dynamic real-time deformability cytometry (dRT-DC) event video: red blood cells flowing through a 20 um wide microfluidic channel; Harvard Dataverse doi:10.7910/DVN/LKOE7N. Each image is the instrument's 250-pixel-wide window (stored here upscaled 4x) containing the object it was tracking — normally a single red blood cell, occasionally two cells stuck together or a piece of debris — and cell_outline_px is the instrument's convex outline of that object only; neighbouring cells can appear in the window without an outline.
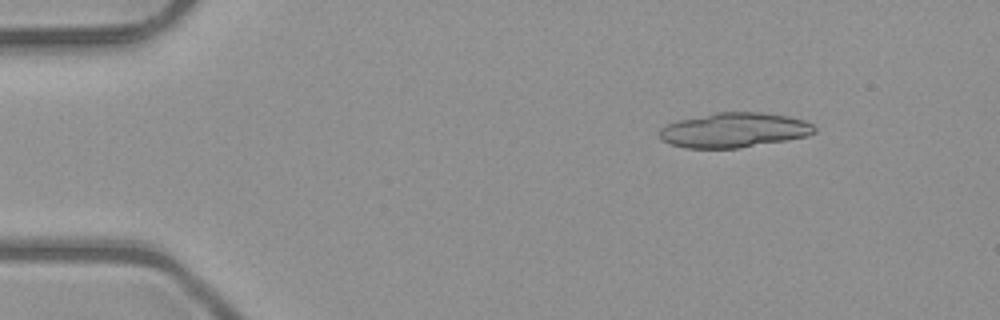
{"species": "common noctule bat (a hibernating species)", "species_latin": "Nyctalus noctula", "temperature_condition": "room temperature", "stored_images_in_passage": 12, "camera_frame_rate_fps": 3000, "um_per_image_px": 0.085, "animal": {"sex": "male", "body_mass_g": 23.1, "forearm_length_mm": 52.7}, "frame": {"image": 1, "passage_image": 1, "time_ms": 0.0, "image_size_px": [1000, 320], "cell_outline_px": [[816, 132], [808, 136], [788, 140], [736, 148], [684, 148], [668, 144], [660, 140], [660, 128], [668, 124], [680, 120], [716, 112], [760, 112], [788, 116], [804, 120], [812, 124], [816, 128]], "centroid_in_image_um": [62.4, 11.06], "position_along_channel_um": 22.6, "area_um2": 31.44}}